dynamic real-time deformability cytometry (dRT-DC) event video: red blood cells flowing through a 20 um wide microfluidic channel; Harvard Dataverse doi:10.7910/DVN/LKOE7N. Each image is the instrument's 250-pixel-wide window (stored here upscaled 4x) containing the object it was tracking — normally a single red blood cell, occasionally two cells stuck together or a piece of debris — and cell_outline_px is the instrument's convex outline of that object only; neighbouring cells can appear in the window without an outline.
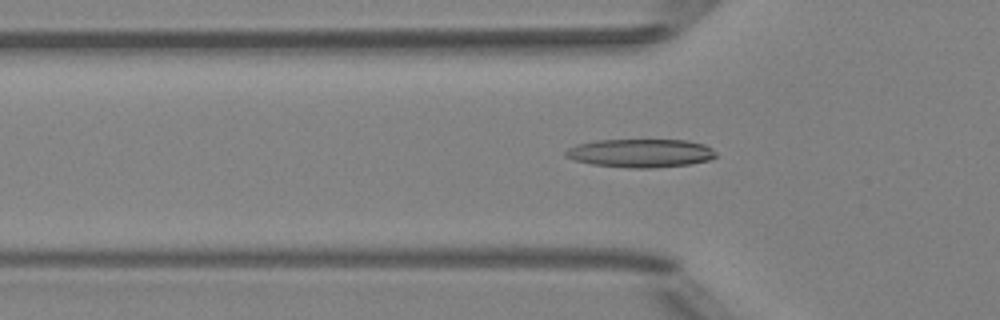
{"species": "Egyptian fruit bat (a non-hibernating species)", "species_latin": "Rousettus aegyptiacus", "temperature_condition": "room temperature", "stored_images_in_passage": 24, "camera_frame_rate_fps": 3000, "um_per_image_px": 0.085, "animal": {"sex": "female"}, "frame": {"image": 1, "passage_image": 17, "time_ms": 5.333, "image_size_px": [1000, 320], "cell_outline_px": [[716, 156], [708, 160], [692, 164], [652, 168], [628, 168], [592, 164], [576, 160], [564, 156], [564, 152], [568, 148], [576, 144], [596, 140], [684, 140], [704, 144], [712, 148], [716, 152]], "centroid_in_image_um": [54.44, 13.02], "position_along_channel_um": 71.4, "area_um2": 24.97}}
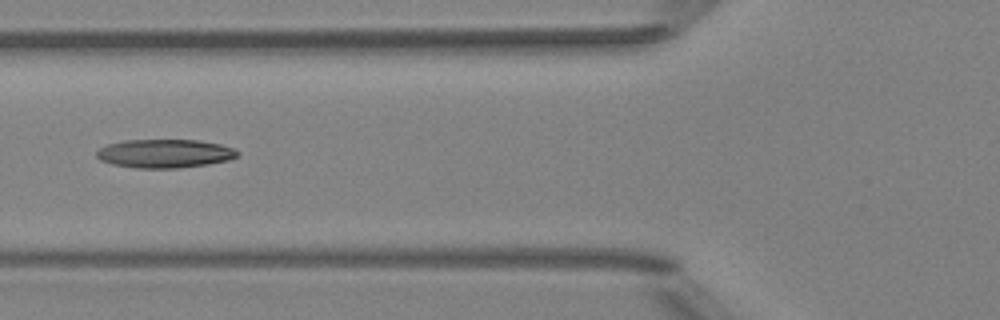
{"frame": {"image": 2, "passage_image": 20, "time_ms": 6.333, "image_size_px": [1000, 320], "cell_outline_px": [[240, 152], [236, 156], [228, 160], [208, 164], [176, 168], [136, 168], [112, 164], [100, 160], [96, 156], [96, 152], [100, 148], [108, 144], [124, 140], [200, 140], [220, 144], [232, 148]], "centroid_in_image_um": [13.98, 13.05], "position_along_channel_um": 111.8, "area_um2": 23.41}}
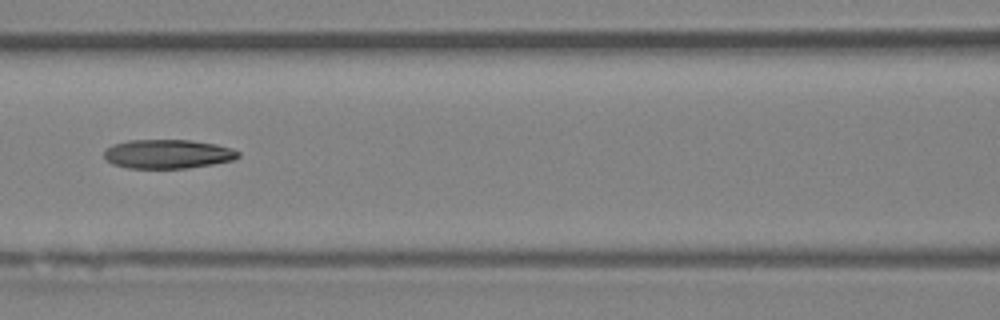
{"frame": {"image": 3, "passage_image": 23, "time_ms": 7.333, "image_size_px": [1000, 320], "cell_outline_px": [[240, 156], [232, 160], [212, 164], [188, 168], [128, 168], [112, 164], [104, 160], [104, 148], [112, 144], [128, 140], [192, 140], [216, 144], [232, 148], [240, 152]], "centroid_in_image_um": [14.22, 13.08], "position_along_channel_um": 152.4, "area_um2": 22.95}}